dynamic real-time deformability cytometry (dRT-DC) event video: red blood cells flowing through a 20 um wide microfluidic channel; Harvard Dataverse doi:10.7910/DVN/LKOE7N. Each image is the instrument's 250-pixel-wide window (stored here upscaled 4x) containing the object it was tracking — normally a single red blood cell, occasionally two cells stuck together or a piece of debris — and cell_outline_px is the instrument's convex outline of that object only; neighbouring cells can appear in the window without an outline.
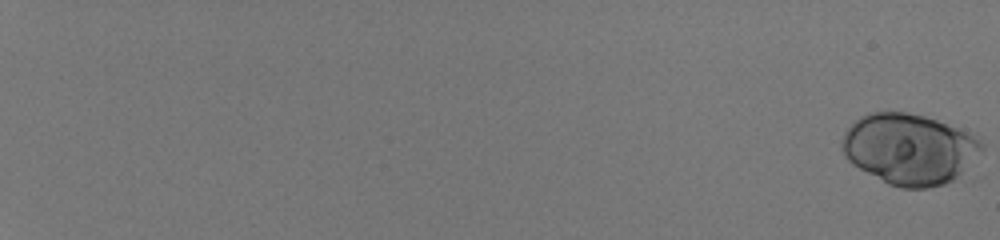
{"species": "human", "species_latin": "Homo sapiens", "temperature_condition": "room temperature", "stored_images_in_passage": 57, "camera_frame_rate_fps": 3000, "um_per_image_px": 0.085, "donor": {"sex": "male"}, "frame": {"image": 1, "passage_image": 1, "time_ms": 0.0, "image_size_px": [1000, 240], "cell_outline_px": [[984, 152], [972, 180], [928, 188], [900, 188], [888, 184], [852, 164], [844, 156], [840, 148], [840, 140], [844, 132], [852, 120], [868, 112], [908, 112], [924, 116], [976, 132], [984, 144]], "centroid_in_image_um": [77.5, 12.72], "position_along_channel_um": 7.5, "area_um2": 61.21}}
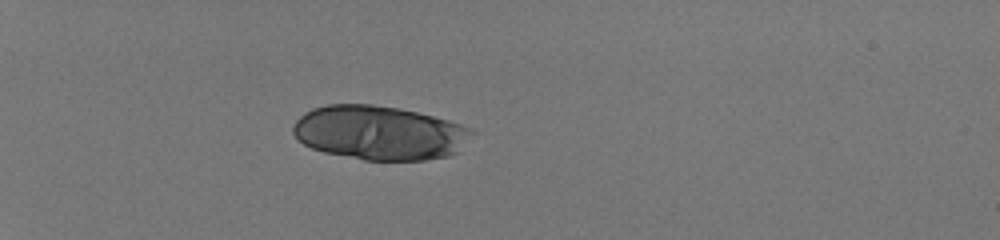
{"frame": {"image": 2, "passage_image": 22, "time_ms": 7.0, "image_size_px": [1000, 240], "cell_outline_px": [[476, 132], [456, 152], [448, 156], [424, 160], [364, 160], [324, 152], [312, 148], [304, 144], [292, 132], [292, 128], [296, 120], [304, 112], [312, 108], [328, 104], [372, 104], [400, 108], [448, 120], [472, 128]], "centroid_in_image_um": [32.24, 11.28], "position_along_channel_um": 52.8, "area_um2": 56.47}}